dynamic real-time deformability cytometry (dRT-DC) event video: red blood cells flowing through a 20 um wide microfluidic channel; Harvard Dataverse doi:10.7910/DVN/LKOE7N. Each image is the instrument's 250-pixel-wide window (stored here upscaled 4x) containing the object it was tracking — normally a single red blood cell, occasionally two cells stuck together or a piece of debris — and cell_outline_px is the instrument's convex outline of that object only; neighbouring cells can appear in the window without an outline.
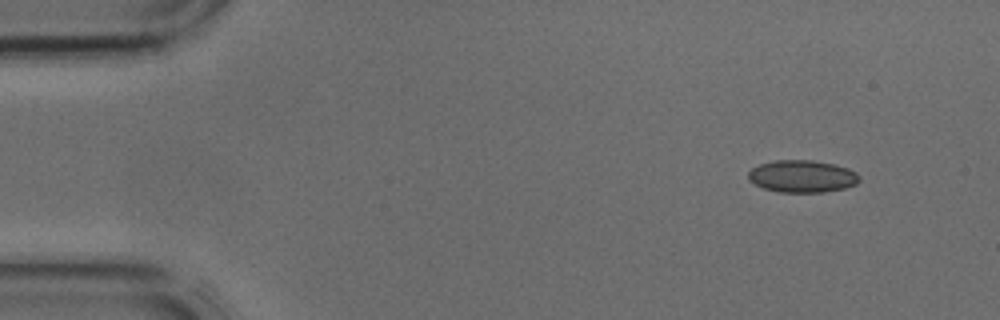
{"species": "common noctule bat (a hibernating species)", "species_latin": "Nyctalus noctula", "temperature_condition": "cold", "stored_images_in_passage": 41, "camera_frame_rate_fps": 3000, "um_per_image_px": 0.085, "animal": {"sex": "male", "body_mass_g": 17.9, "forearm_length_mm": 54.2}, "frame": {"image": 1, "passage_image": 3, "time_ms": 0.667, "image_size_px": [1000, 320], "cell_outline_px": [[860, 180], [856, 184], [844, 188], [824, 192], [780, 192], [764, 188], [748, 180], [748, 172], [752, 168], [760, 164], [776, 160], [812, 160], [836, 164], [848, 168], [856, 172], [860, 176]], "centroid_in_image_um": [68.21, 14.98], "position_along_channel_um": 16.8, "area_um2": 20.92}}
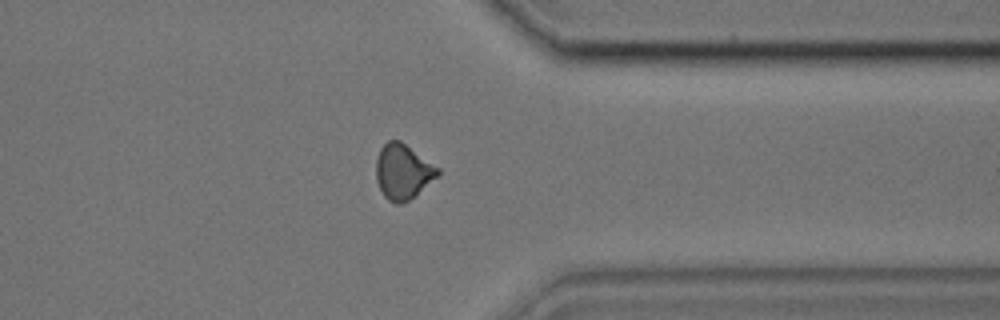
{"frame": {"image": 2, "passage_image": 32, "time_ms": 10.333, "image_size_px": [1000, 320], "cell_outline_px": [[440, 176], [416, 196], [400, 204], [396, 204], [388, 200], [384, 196], [376, 180], [376, 160], [380, 148], [388, 140], [400, 140], [440, 168]], "centroid_in_image_um": [34.28, 14.6], "position_along_channel_um": 377.1, "area_um2": 20.11}}
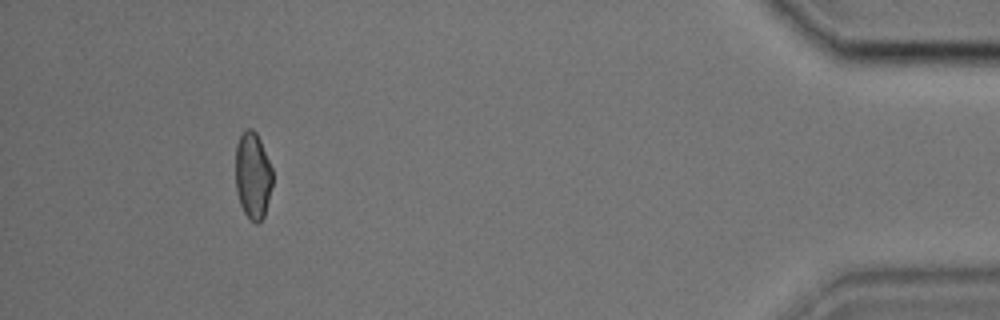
{"frame": {"image": 3, "passage_image": 38, "time_ms": 12.333, "image_size_px": [1000, 320], "cell_outline_px": [[272, 184], [264, 216], [256, 224], [244, 212], [240, 204], [236, 192], [236, 144], [244, 128], [252, 128], [256, 132], [260, 140], [272, 168]], "centroid_in_image_um": [21.48, 14.88], "position_along_channel_um": 413.7, "area_um2": 18.61}}